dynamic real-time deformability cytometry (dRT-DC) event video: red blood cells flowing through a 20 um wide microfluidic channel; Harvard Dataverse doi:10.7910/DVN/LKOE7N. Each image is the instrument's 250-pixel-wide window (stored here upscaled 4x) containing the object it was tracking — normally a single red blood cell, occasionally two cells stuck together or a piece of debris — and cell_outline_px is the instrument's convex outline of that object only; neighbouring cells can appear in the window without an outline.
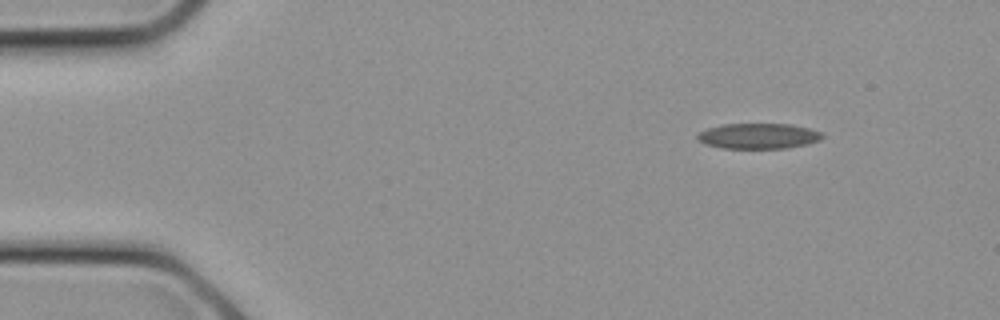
{"species": "common noctule bat (a hibernating species)", "species_latin": "Nyctalus noctula", "temperature_condition": "cold", "stored_images_in_passage": 23, "camera_frame_rate_fps": 3000, "um_per_image_px": 0.085, "animal": {"sex": "female", "body_mass_g": 21.9}, "frame": {"image": 1, "passage_image": 1, "time_ms": 0.0, "image_size_px": [1000, 320], "cell_outline_px": [[824, 136], [820, 140], [808, 144], [788, 148], [724, 148], [704, 144], [696, 136], [700, 132], [708, 128], [724, 124], [792, 124], [824, 132]], "centroid_in_image_um": [64.52, 11.56], "position_along_channel_um": 20.5, "area_um2": 18.55}}
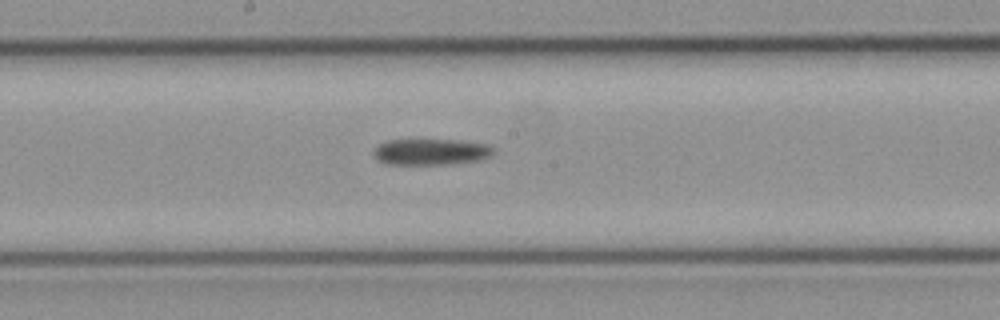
{"frame": {"image": 2, "passage_image": 11, "time_ms": 3.333, "image_size_px": [1000, 320], "cell_outline_px": [[496, 148], [484, 160], [452, 164], [384, 164], [376, 160], [372, 156], [372, 152], [380, 144], [388, 140], [460, 140], [492, 144]], "centroid_in_image_um": [36.66, 12.91], "position_along_channel_um": 211.5, "area_um2": 18.67}}
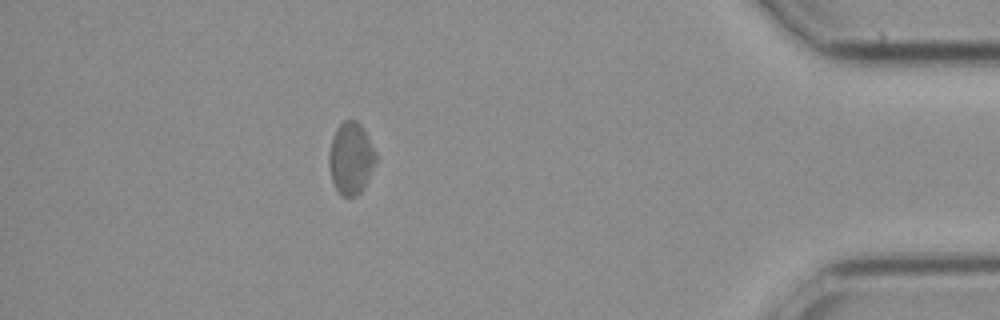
{"frame": {"image": 3, "passage_image": 20, "time_ms": 6.333, "image_size_px": [1000, 320], "cell_outline_px": [[376, 160], [364, 188], [356, 196], [340, 196], [332, 180], [328, 164], [328, 152], [332, 136], [336, 128], [344, 120], [356, 120], [360, 124], [368, 136], [376, 152]], "centroid_in_image_um": [29.8, 13.45], "position_along_channel_um": 405.4, "area_um2": 19.77}}